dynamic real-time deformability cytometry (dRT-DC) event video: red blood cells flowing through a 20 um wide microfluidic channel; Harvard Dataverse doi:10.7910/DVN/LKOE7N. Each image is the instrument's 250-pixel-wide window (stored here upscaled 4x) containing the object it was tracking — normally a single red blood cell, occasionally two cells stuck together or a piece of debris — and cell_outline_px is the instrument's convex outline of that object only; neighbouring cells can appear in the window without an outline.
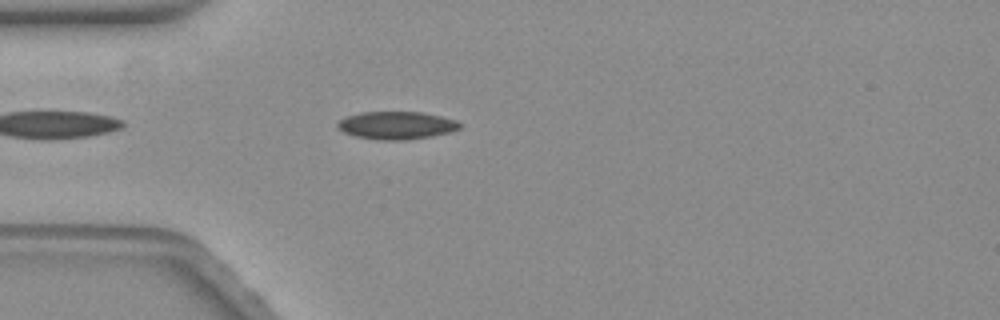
{"species": "common noctule bat (a hibernating species)", "species_latin": "Nyctalus noctula", "temperature_condition": "warm", "stored_images_in_passage": 47, "camera_frame_rate_fps": 3000, "um_per_image_px": 0.085, "animal": {"sex": "female", "body_mass_g": 19.3, "forearm_length_mm": 54.1}, "frame": {"image": 1, "passage_image": 5, "time_ms": 1.333, "image_size_px": [1000, 320], "cell_outline_px": [[460, 128], [448, 132], [428, 136], [404, 140], [376, 140], [356, 136], [344, 132], [336, 124], [340, 120], [348, 116], [360, 112], [424, 112], [456, 120], [460, 124]], "centroid_in_image_um": [33.69, 10.65], "position_along_channel_um": 51.3, "area_um2": 19.48}}
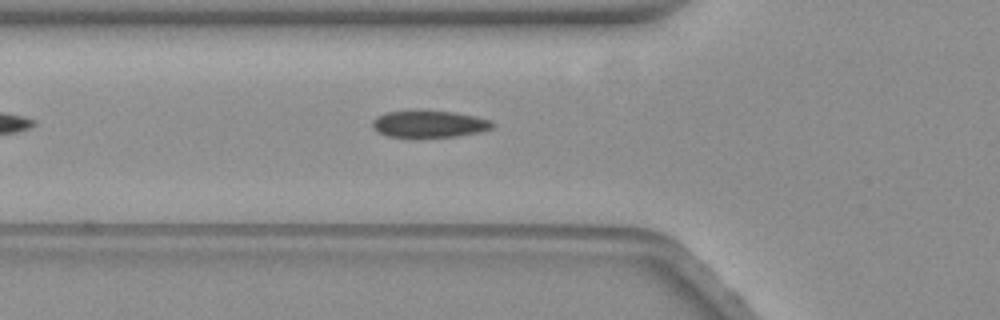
{"frame": {"image": 2, "passage_image": 9, "time_ms": 2.667, "image_size_px": [1000, 320], "cell_outline_px": [[496, 124], [492, 128], [480, 132], [456, 136], [388, 136], [372, 128], [372, 120], [376, 116], [384, 112], [452, 112], [476, 116], [492, 120]], "centroid_in_image_um": [36.52, 10.54], "position_along_channel_um": 89.3, "area_um2": 18.26}}
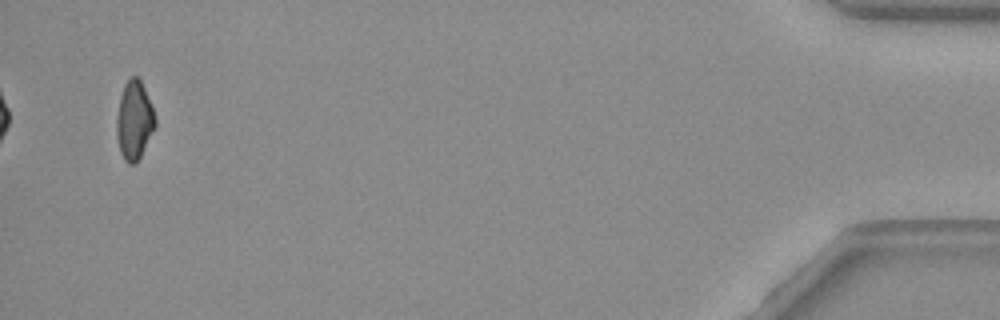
{"frame": {"image": 3, "passage_image": 45, "time_ms": 14.667, "image_size_px": [1000, 320], "cell_outline_px": [[156, 124], [136, 164], [128, 164], [124, 160], [120, 152], [116, 136], [116, 120], [120, 96], [124, 84], [132, 76], [140, 76], [152, 108], [156, 120]], "centroid_in_image_um": [11.39, 10.22], "position_along_channel_um": 423.8, "area_um2": 17.63}, "authors_computed_cell_mechanics": {"area_um2": 18.9584, "velocity_mm_per_s": 3.5363, "shape_relaxation_time_tau1_ms": 4.3221, "shape_relaxation_time_tau2_ms": 1.4337, "deformation_change_tau1": 0.1573, "deformation_change_tau2": 0.0633}}